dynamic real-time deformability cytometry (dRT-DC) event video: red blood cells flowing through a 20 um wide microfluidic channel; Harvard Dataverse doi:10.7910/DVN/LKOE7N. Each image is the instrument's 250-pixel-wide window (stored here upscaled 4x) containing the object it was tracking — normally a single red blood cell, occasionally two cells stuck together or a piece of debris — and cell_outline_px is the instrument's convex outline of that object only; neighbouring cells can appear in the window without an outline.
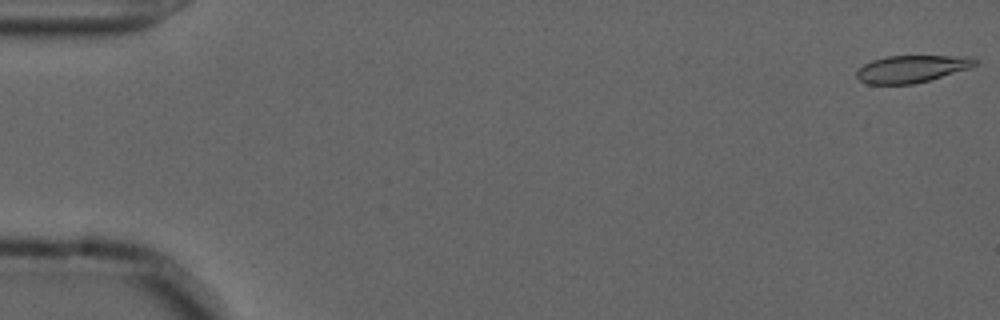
{"species": "common noctule bat (a hibernating species)", "species_latin": "Nyctalus noctula", "temperature_condition": "cold", "stored_images_in_passage": 56, "camera_frame_rate_fps": 3000, "um_per_image_px": 0.085, "animal": {"sex": "male", "forearm_length_mm": 52.5}, "frame": {"image": 1, "passage_image": 1, "time_ms": 0.0, "image_size_px": [1000, 320], "cell_outline_px": [[976, 64], [968, 68], [928, 80], [912, 84], [868, 84], [860, 80], [856, 76], [856, 72], [864, 64], [872, 60], [888, 56], [968, 56], [976, 60]], "centroid_in_image_um": [77.45, 5.85], "position_along_channel_um": 7.6, "area_um2": 18.44}}
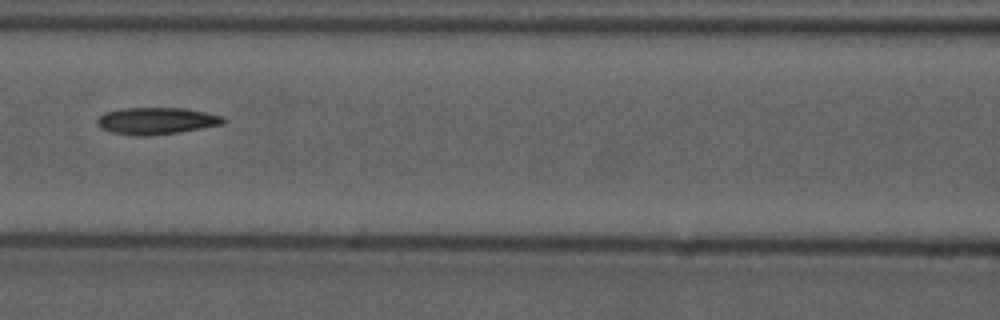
{"frame": {"image": 2, "passage_image": 25, "time_ms": 8.0, "image_size_px": [1000, 320], "cell_outline_px": [[228, 120], [224, 124], [180, 132], [148, 136], [136, 136], [112, 132], [100, 128], [96, 124], [96, 120], [104, 112], [120, 108], [184, 108], [224, 116]], "centroid_in_image_um": [13.3, 10.27], "position_along_channel_um": 153.3, "area_um2": 20.0}}
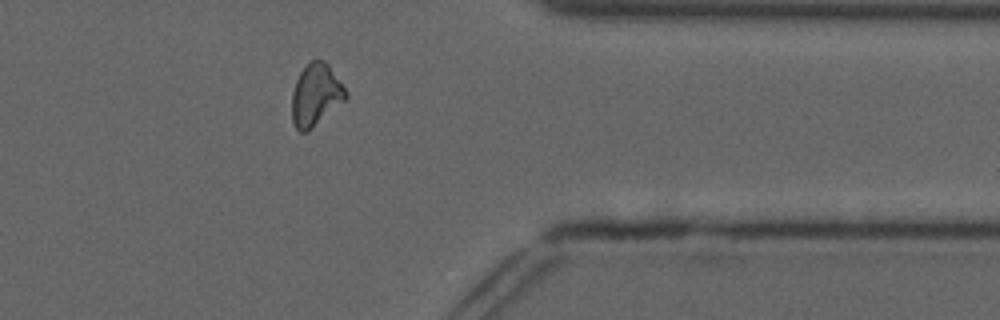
{"frame": {"image": 3, "passage_image": 45, "time_ms": 14.667, "image_size_px": [1000, 320], "cell_outline_px": [[348, 96], [344, 100], [308, 132], [300, 132], [296, 128], [292, 120], [292, 92], [296, 80], [300, 72], [308, 60], [324, 60], [328, 64], [348, 92]], "centroid_in_image_um": [26.82, 8.05], "position_along_channel_um": 384.6, "area_um2": 19.48}, "authors_computed_cell_mechanics": {"area_um2": 19.4786, "velocity_mm_per_s": 3.6693, "shape_relaxation_time_tau1_ms": null, "shape_relaxation_time_tau2_ms": 6.7888, "deformation_change_tau1": null, "deformation_change_tau2": 0.1794}}